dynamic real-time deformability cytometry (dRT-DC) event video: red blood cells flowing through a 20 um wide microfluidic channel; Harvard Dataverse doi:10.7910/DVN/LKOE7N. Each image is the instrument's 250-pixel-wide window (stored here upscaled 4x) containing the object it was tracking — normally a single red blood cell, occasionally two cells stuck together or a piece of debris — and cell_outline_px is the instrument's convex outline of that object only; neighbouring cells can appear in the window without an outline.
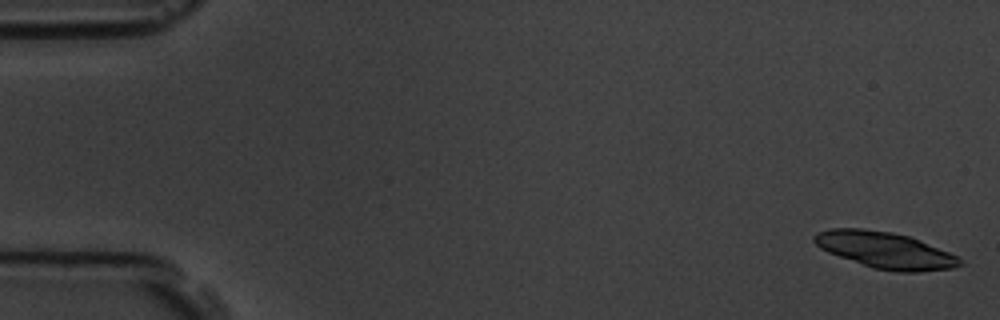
{"species": "common noctule bat (a hibernating species)", "species_latin": "Nyctalus noctula", "temperature_condition": "room temperature", "stored_images_in_passage": 5, "camera_frame_rate_fps": 3000, "um_per_image_px": 0.085, "animal": {"sex": "male", "body_mass_g": 19.5, "forearm_length_mm": 54.6}, "frame": {"image": 1, "passage_image": 1, "time_ms": 0.0, "image_size_px": [1000, 320], "cell_outline_px": [[964, 264], [952, 268], [916, 272], [896, 272], [872, 268], [828, 252], [820, 248], [812, 240], [812, 236], [816, 232], [832, 228], [864, 228], [892, 232], [908, 236], [920, 240], [960, 256], [964, 260]], "centroid_in_image_um": [75.26, 21.26], "position_along_channel_um": 9.7, "area_um2": 31.21}}